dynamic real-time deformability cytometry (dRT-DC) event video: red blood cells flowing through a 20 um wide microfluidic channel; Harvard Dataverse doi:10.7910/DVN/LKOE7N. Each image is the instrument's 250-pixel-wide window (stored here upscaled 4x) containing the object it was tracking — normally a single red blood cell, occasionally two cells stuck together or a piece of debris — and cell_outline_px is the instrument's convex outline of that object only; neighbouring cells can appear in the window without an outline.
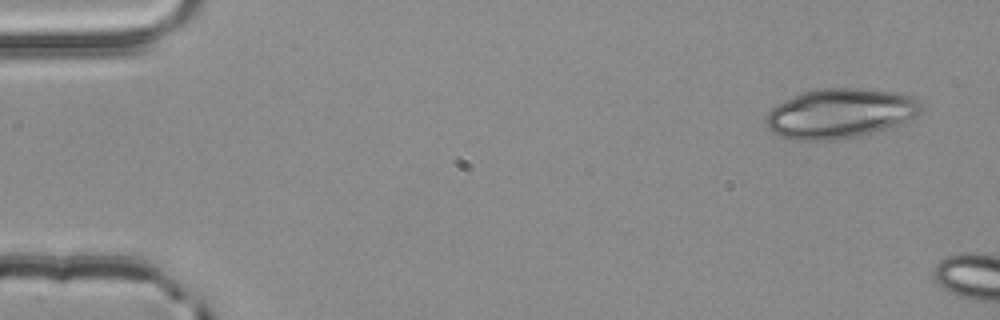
{"species": "common noctule bat (a hibernating species)", "species_latin": "Nyctalus noctula", "temperature_condition": "room temperature", "stored_images_in_passage": 3, "camera_frame_rate_fps": 3000, "um_per_image_px": 0.085, "animal": {"sex": "male", "body_mass_g": 20.4}, "frame": {"image": 1, "passage_image": 1, "time_ms": 0.0, "image_size_px": [1000, 320], "cell_outline_px": [[924, 112], [900, 124], [888, 128], [860, 136], [836, 140], [784, 140], [772, 132], [768, 128], [764, 120], [768, 112], [776, 104], [800, 92], [820, 88], [856, 88], [896, 92], [912, 96], [920, 100], [924, 108]], "centroid_in_image_um": [71.4, 9.64], "position_along_channel_um": 13.6, "area_um2": 45.72}}